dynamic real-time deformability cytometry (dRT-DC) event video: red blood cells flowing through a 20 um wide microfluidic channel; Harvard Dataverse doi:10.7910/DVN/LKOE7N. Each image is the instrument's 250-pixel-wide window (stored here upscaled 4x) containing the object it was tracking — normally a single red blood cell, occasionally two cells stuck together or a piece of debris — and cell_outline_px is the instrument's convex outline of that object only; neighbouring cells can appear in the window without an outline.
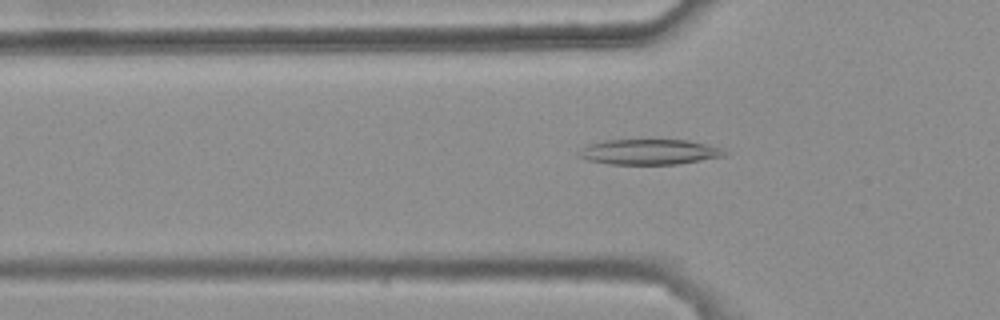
{"species": "common noctule bat (a hibernating species)", "species_latin": "Nyctalus noctula", "temperature_condition": "warm", "stored_images_in_passage": 40, "camera_frame_rate_fps": 3000, "um_per_image_px": 0.085, "animal": {"sex": "female", "body_mass_g": 25.1}, "frame": {"image": 1, "passage_image": 9, "time_ms": 2.667, "image_size_px": [1000, 320], "cell_outline_px": [[728, 152], [724, 156], [680, 164], [608, 164], [588, 160], [576, 156], [576, 152], [588, 144], [604, 140], [688, 140], [724, 148]], "centroid_in_image_um": [55.18, 12.91], "position_along_channel_um": 70.6, "area_um2": 21.73}}
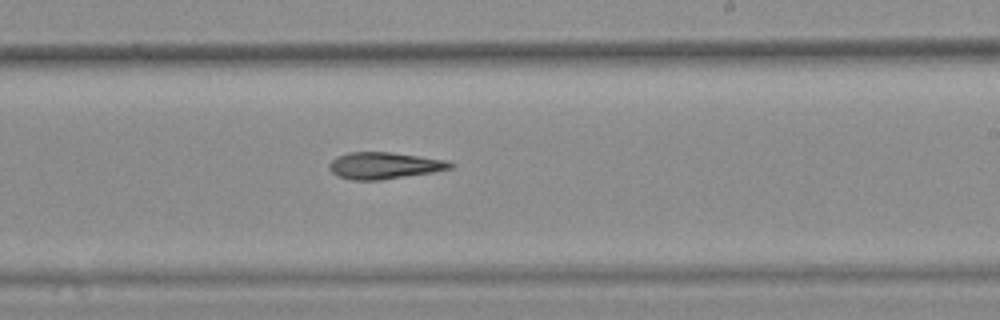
{"frame": {"image": 2, "passage_image": 24, "time_ms": 7.667, "image_size_px": [1000, 320], "cell_outline_px": [[456, 164], [452, 168], [432, 172], [380, 180], [352, 180], [336, 176], [328, 168], [328, 164], [336, 156], [348, 152], [392, 152], [448, 160]], "centroid_in_image_um": [32.65, 14.07], "position_along_channel_um": 256.4, "area_um2": 19.02}}
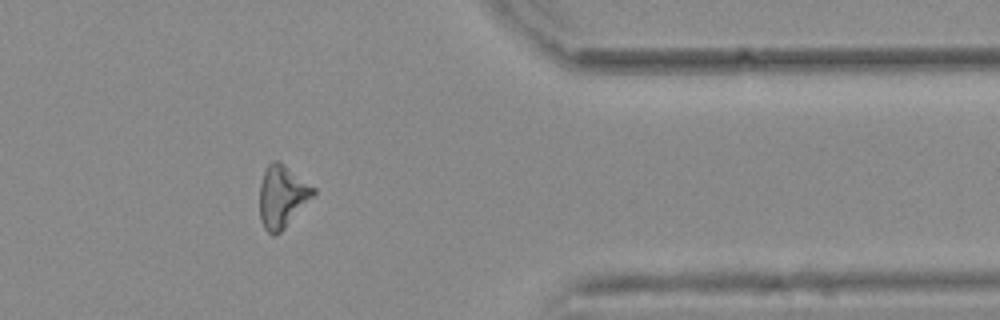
{"frame": {"image": 3, "passage_image": 36, "time_ms": 11.667, "image_size_px": [1000, 320], "cell_outline_px": [[316, 192], [284, 228], [276, 236], [272, 236], [264, 228], [260, 220], [260, 184], [264, 172], [268, 164], [272, 160], [280, 160], [316, 188]], "centroid_in_image_um": [23.97, 16.67], "position_along_channel_um": 387.4, "area_um2": 19.48}}